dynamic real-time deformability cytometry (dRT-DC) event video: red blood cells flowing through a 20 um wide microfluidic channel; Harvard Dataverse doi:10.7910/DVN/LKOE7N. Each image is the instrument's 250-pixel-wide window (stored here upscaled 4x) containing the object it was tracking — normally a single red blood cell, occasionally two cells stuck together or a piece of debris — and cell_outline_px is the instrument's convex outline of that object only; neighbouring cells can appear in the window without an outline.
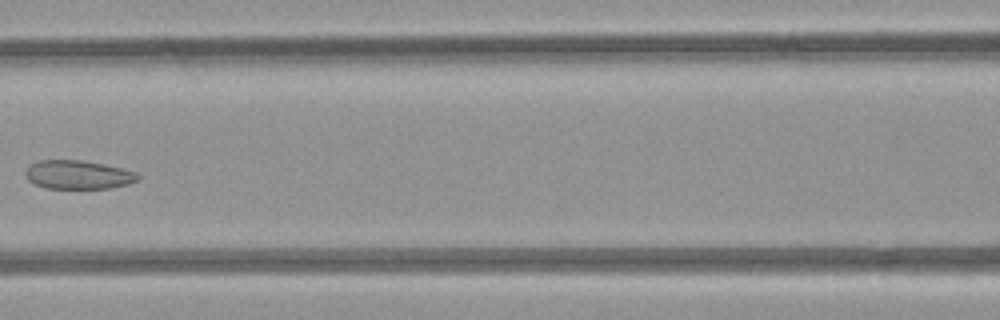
{"species": "common noctule bat (a hibernating species)", "species_latin": "Nyctalus noctula", "temperature_condition": "room temperature", "stored_images_in_passage": 6, "camera_frame_rate_fps": 3000, "um_per_image_px": 0.085, "animal": {"sex": "female", "body_mass_g": 21.9}, "frame": {"image": 1, "passage_image": 5, "time_ms": 5.667, "image_size_px": [1000, 320], "cell_outline_px": [[140, 176], [136, 180], [128, 184], [112, 188], [44, 188], [32, 184], [24, 176], [24, 172], [32, 164], [40, 160], [80, 160], [120, 168], [136, 172]], "centroid_in_image_um": [6.59, 14.86], "position_along_channel_um": 160.0, "area_um2": 18.67}}
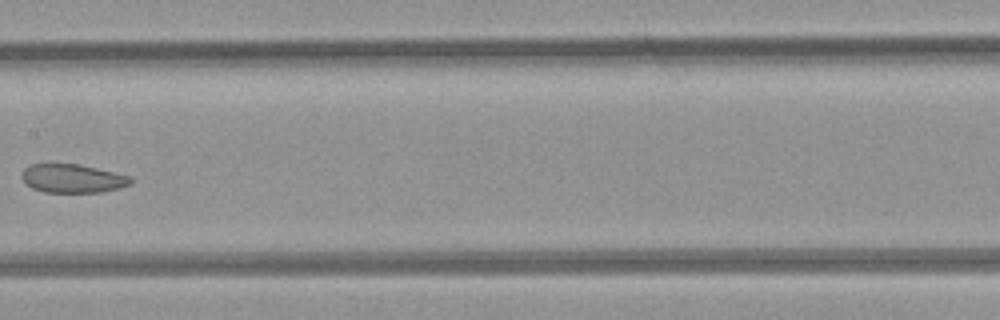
{"frame": {"image": 2, "passage_image": 6, "time_ms": 6.667, "image_size_px": [1000, 320], "cell_outline_px": [[132, 184], [120, 188], [100, 192], [44, 192], [32, 188], [24, 184], [20, 176], [24, 168], [28, 164], [80, 164], [132, 176]], "centroid_in_image_um": [6.15, 15.16], "position_along_channel_um": 201.2, "area_um2": 18.44}}